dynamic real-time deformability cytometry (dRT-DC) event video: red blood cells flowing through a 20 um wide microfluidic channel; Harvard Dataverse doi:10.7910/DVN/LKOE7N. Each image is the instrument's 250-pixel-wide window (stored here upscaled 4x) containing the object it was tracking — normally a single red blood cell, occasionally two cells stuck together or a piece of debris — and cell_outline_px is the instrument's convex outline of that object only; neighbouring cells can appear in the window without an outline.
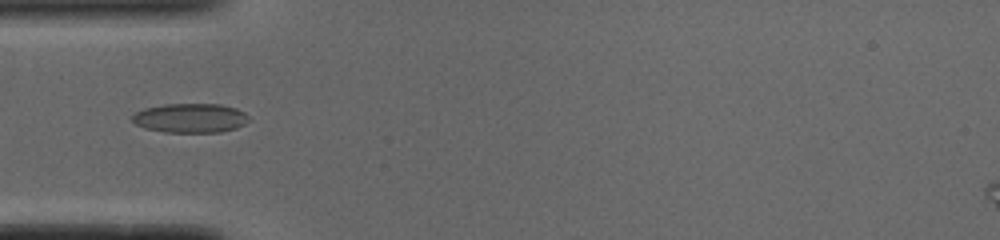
{"species": "common noctule bat (a hibernating species)", "species_latin": "Nyctalus noctula", "temperature_condition": "cold", "stored_images_in_passage": 36, "camera_frame_rate_fps": 3000, "um_per_image_px": 0.085, "animal": {"sex": "male", "body_mass_g": 19.0, "forearm_length_mm": 50.8}, "frame": {"image": 1, "passage_image": 1, "time_ms": 0.0, "image_size_px": [1000, 240], "cell_outline_px": [[248, 120], [244, 124], [236, 128], [220, 132], [164, 132], [144, 128], [136, 124], [132, 120], [132, 116], [136, 112], [144, 108], [164, 104], [220, 104], [236, 108], [244, 112], [248, 116]], "centroid_in_image_um": [16.17, 10.03], "position_along_channel_um": 68.8, "area_um2": 19.88}}
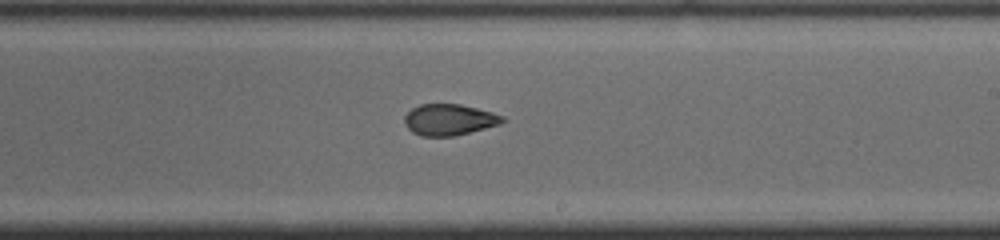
{"frame": {"image": 2, "passage_image": 15, "time_ms": 4.667, "image_size_px": [1000, 240], "cell_outline_px": [[508, 120], [500, 124], [452, 136], [420, 136], [412, 132], [404, 124], [404, 116], [412, 108], [420, 104], [460, 104], [492, 112], [504, 116]], "centroid_in_image_um": [38.17, 10.17], "position_along_channel_um": 250.8, "area_um2": 17.8}}
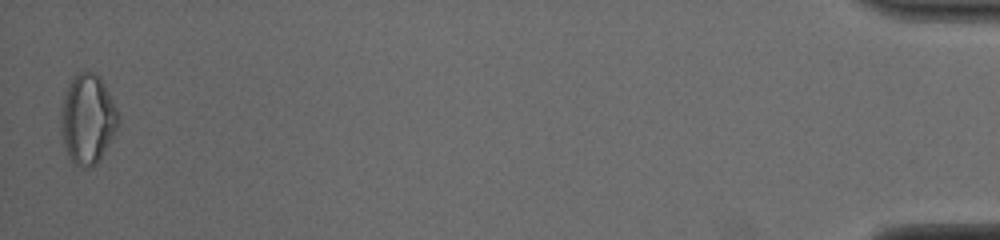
{"frame": {"image": 3, "passage_image": 36, "time_ms": 11.667, "image_size_px": [1000, 240], "cell_outline_px": [[120, 112], [116, 128], [100, 160], [96, 164], [88, 168], [80, 168], [68, 156], [60, 132], [60, 108], [64, 96], [72, 76], [80, 68], [92, 72], [100, 76]], "centroid_in_image_um": [7.43, 10.07], "position_along_channel_um": 427.8, "area_um2": 30.46}}